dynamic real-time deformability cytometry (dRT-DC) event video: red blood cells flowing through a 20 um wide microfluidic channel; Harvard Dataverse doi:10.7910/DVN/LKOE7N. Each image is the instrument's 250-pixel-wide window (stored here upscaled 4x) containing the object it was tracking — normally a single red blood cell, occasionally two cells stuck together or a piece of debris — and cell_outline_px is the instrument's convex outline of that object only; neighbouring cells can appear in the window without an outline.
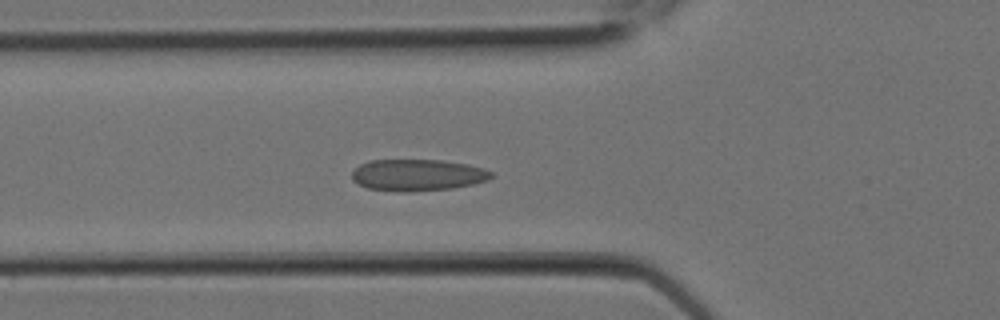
{"species": "Egyptian fruit bat (a non-hibernating species)", "species_latin": "Rousettus aegyptiacus", "temperature_condition": "room temperature", "stored_images_in_passage": 8, "camera_frame_rate_fps": 3000, "um_per_image_px": 0.085, "animal": {"sex": "female"}, "frame": {"image": 1, "passage_image": 8, "time_ms": 2.333, "image_size_px": [1000, 320], "cell_outline_px": [[492, 176], [488, 180], [472, 184], [452, 188], [412, 192], [396, 192], [368, 188], [352, 180], [352, 172], [360, 164], [372, 160], [440, 160], [468, 164], [492, 172]], "centroid_in_image_um": [35.47, 14.89], "position_along_channel_um": 90.3, "area_um2": 25.61}}